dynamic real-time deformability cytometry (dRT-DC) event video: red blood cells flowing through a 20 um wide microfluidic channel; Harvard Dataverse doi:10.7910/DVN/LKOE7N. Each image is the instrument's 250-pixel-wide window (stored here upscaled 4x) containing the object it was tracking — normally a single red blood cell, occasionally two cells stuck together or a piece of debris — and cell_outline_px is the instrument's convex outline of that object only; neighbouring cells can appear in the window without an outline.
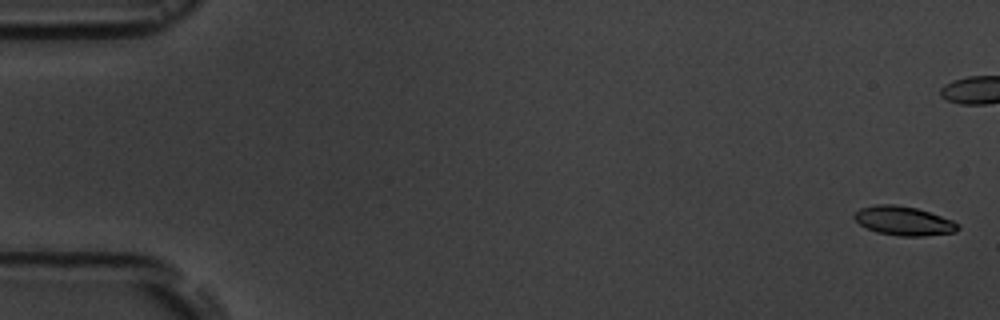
{"species": "common noctule bat (a hibernating species)", "species_latin": "Nyctalus noctula", "temperature_condition": "room temperature", "stored_images_in_passage": 11, "camera_frame_rate_fps": 3000, "um_per_image_px": 0.085, "animal": {"sex": "male", "body_mass_g": 19.5, "forearm_length_mm": 54.6}, "frame": {"image": 1, "passage_image": 1, "time_ms": 0.0, "image_size_px": [1000, 320], "cell_outline_px": [[960, 228], [956, 232], [924, 236], [900, 236], [876, 232], [860, 224], [852, 216], [860, 208], [876, 204], [896, 204], [916, 208], [952, 220], [960, 224]], "centroid_in_image_um": [76.82, 18.77], "position_along_channel_um": 8.2, "area_um2": 17.51}}